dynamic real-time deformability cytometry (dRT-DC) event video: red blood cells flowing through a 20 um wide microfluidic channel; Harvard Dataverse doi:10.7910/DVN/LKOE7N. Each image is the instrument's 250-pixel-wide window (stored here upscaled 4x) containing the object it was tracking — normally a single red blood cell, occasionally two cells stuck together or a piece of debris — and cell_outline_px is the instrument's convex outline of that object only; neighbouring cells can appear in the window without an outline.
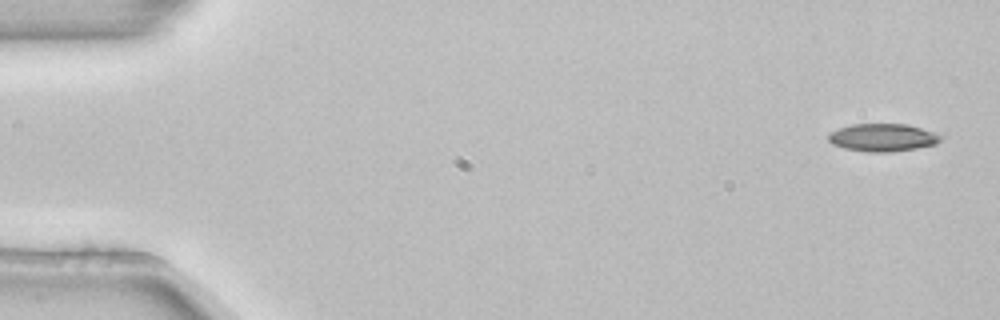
{"species": "common noctule bat (a hibernating species)", "species_latin": "Nyctalus noctula", "temperature_condition": "room temperature", "stored_images_in_passage": 4, "camera_frame_rate_fps": 3000, "um_per_image_px": 0.085, "animal": {"sex": "female", "body_mass_g": 22.7, "forearm_length_mm": 54.2}, "frame": {"image": 1, "passage_image": 1, "time_ms": 0.0, "image_size_px": [1000, 320], "cell_outline_px": [[944, 136], [936, 144], [916, 148], [892, 152], [868, 152], [844, 148], [832, 144], [828, 140], [828, 136], [832, 132], [840, 128], [852, 124], [908, 124]], "centroid_in_image_um": [75.03, 11.69], "position_along_channel_um": 10.0, "area_um2": 18.03}}
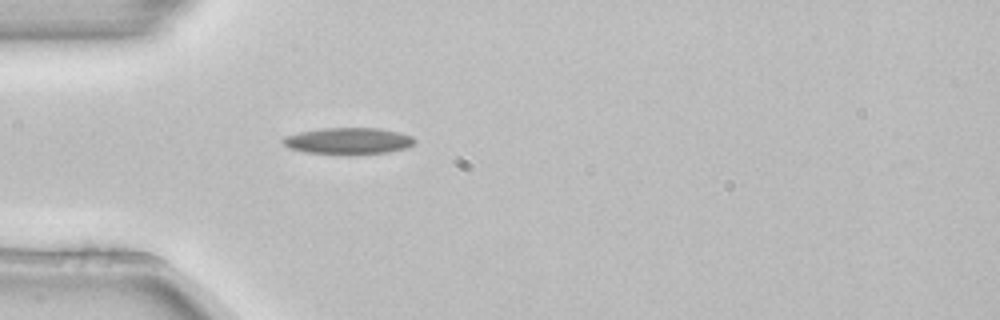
{"frame": {"image": 2, "passage_image": 4, "time_ms": 1.0, "image_size_px": [1000, 320], "cell_outline_px": [[416, 144], [408, 148], [388, 152], [348, 156], [304, 152], [288, 148], [280, 140], [284, 136], [300, 132], [324, 128], [376, 128], [400, 132], [412, 136], [416, 140]], "centroid_in_image_um": [29.62, 12.01], "position_along_channel_um": 55.4, "area_um2": 20.98}}